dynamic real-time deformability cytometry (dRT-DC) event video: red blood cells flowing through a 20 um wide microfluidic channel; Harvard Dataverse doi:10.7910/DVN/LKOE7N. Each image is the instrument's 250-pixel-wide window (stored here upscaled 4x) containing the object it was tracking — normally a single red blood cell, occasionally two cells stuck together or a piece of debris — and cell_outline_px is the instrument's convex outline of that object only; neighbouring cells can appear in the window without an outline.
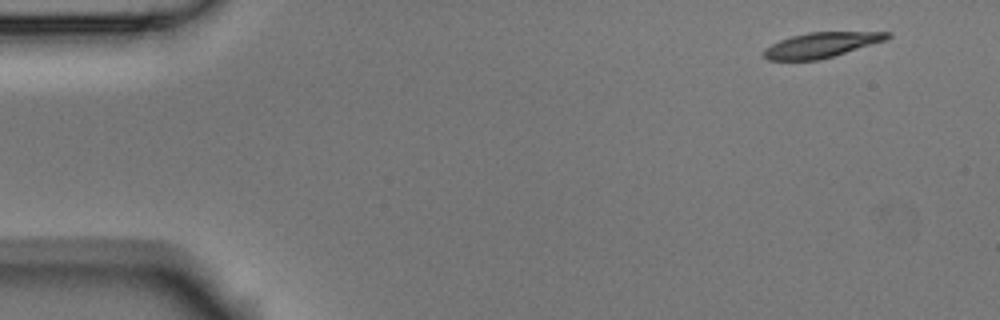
{"species": "Egyptian fruit bat (a non-hibernating species)", "species_latin": "Rousettus aegyptiacus", "temperature_condition": "room temperature", "stored_images_in_passage": 9, "camera_frame_rate_fps": 3000, "um_per_image_px": 0.085, "animal": {"sex": "male"}, "frame": {"image": 1, "passage_image": 1, "time_ms": 0.0, "image_size_px": [1000, 320], "cell_outline_px": [[892, 36], [884, 40], [832, 56], [816, 60], [768, 60], [764, 56], [764, 48], [780, 40], [792, 36], [808, 32], [892, 32]], "centroid_in_image_um": [69.78, 3.81], "position_along_channel_um": 15.2, "area_um2": 17.69}}
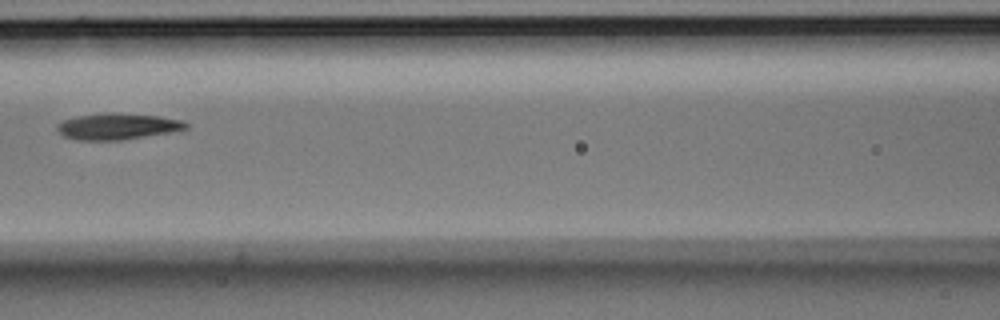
{"frame": {"image": 2, "passage_image": 6, "time_ms": 1.667, "image_size_px": [1000, 320], "cell_outline_px": [[188, 128], [168, 132], [120, 140], [80, 140], [64, 136], [56, 128], [56, 124], [64, 120], [76, 116], [112, 112], [160, 116], [184, 120], [188, 124]], "centroid_in_image_um": [9.99, 10.73], "position_along_channel_um": 156.6, "area_um2": 19.54}}
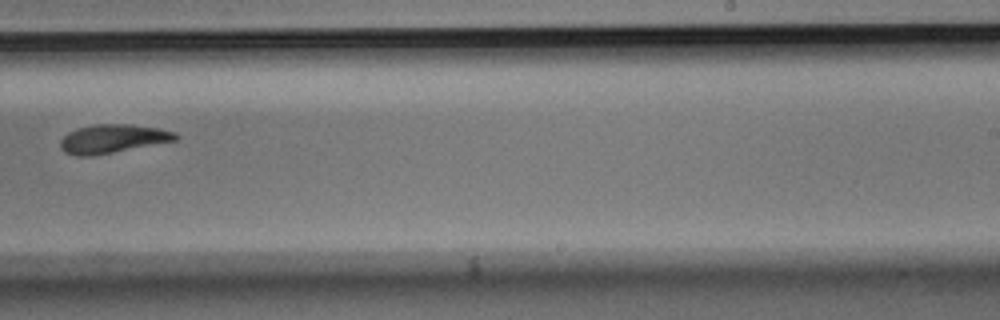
{"frame": {"image": 3, "passage_image": 9, "time_ms": 2.667, "image_size_px": [1000, 320], "cell_outline_px": [[180, 136], [176, 140], [92, 156], [76, 156], [64, 152], [60, 148], [60, 140], [68, 132], [76, 128], [92, 124], [132, 124], [160, 128], [176, 132]], "centroid_in_image_um": [9.56, 11.78], "position_along_channel_um": 279.4, "area_um2": 19.36}}